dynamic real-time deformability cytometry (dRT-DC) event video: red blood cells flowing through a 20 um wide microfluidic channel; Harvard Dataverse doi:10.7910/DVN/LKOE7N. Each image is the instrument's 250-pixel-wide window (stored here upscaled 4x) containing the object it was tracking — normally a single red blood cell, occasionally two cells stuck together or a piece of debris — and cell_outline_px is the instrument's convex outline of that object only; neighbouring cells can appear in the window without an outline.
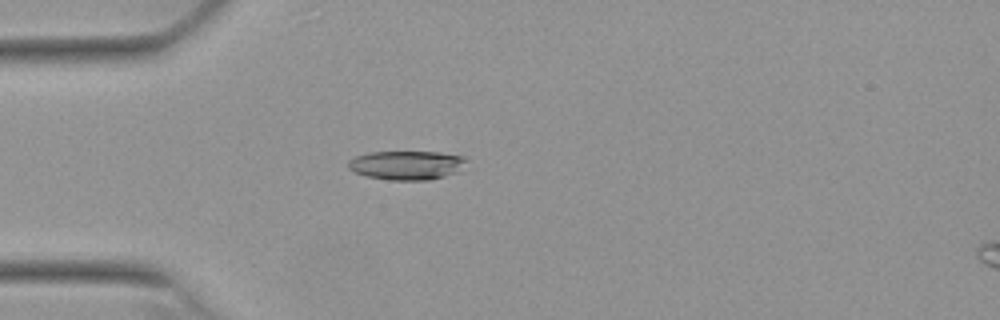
{"species": "Egyptian fruit bat (a non-hibernating species)", "species_latin": "Rousettus aegyptiacus", "temperature_condition": "warm", "stored_images_in_passage": 33, "camera_frame_rate_fps": 3000, "um_per_image_px": 0.085, "animal": {"sex": "female"}, "frame": {"image": 1, "passage_image": 1, "time_ms": 0.0, "image_size_px": [1000, 320], "cell_outline_px": [[468, 160], [456, 172], [444, 176], [428, 180], [392, 180], [368, 176], [356, 172], [348, 168], [348, 160], [356, 156], [368, 152], [440, 152], [464, 156]], "centroid_in_image_um": [34.57, 14.03], "position_along_channel_um": 50.4, "area_um2": 19.83}}
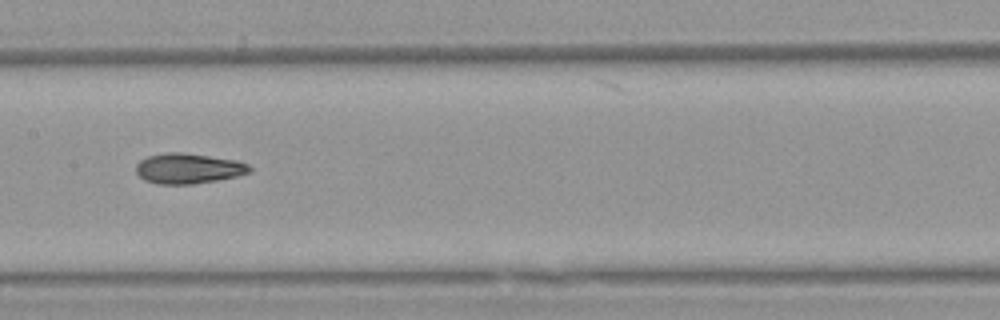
{"frame": {"image": 2, "passage_image": 13, "time_ms": 4.0, "image_size_px": [1000, 320], "cell_outline_px": [[252, 172], [236, 176], [216, 180], [192, 184], [160, 184], [144, 180], [136, 172], [136, 164], [140, 160], [148, 156], [164, 152], [184, 152], [236, 160], [248, 164], [252, 168]], "centroid_in_image_um": [16.0, 14.31], "position_along_channel_um": 191.4, "area_um2": 20.11}}
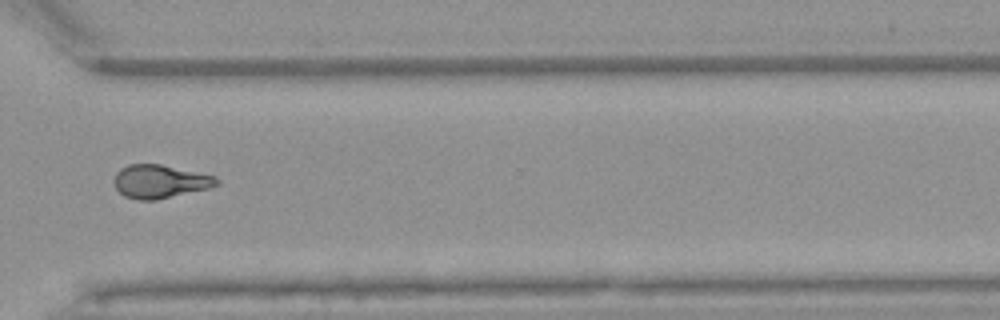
{"frame": {"image": 3, "passage_image": 26, "time_ms": 8.333, "image_size_px": [1000, 320], "cell_outline_px": [[220, 184], [212, 188], [156, 200], [136, 200], [124, 196], [116, 188], [112, 180], [116, 172], [120, 168], [128, 164], [160, 164], [216, 176], [220, 180]], "centroid_in_image_um": [13.61, 15.43], "position_along_channel_um": 357.0, "area_um2": 20.29}, "authors_computed_cell_mechanics": {"area_um2": 19.941, "velocity_mm_per_s": 3.8252, "shape_relaxation_time_tau1_ms": 8.9378, "shape_relaxation_time_tau2_ms": 3.3656, "deformation_change_tau1": 0.2095, "deformation_change_tau2": 0.0995}}